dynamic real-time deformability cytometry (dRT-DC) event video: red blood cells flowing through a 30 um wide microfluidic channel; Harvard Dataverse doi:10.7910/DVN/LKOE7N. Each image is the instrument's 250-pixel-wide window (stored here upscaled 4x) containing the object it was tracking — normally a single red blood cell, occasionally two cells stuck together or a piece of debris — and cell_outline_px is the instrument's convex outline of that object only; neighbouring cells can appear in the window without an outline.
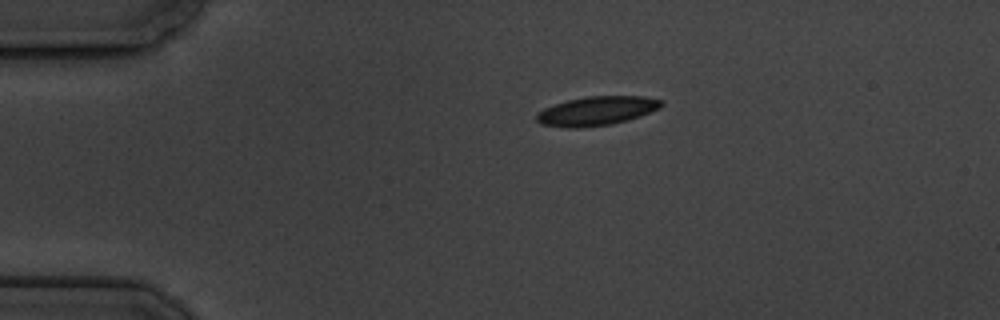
{"species": "common noctule bat (a hibernating species)", "species_latin": "Nyctalus noctula", "temperature_condition": "cold", "stored_images_in_passage": 13, "camera_frame_rate_fps": 3000, "um_per_image_px": 0.085, "animal": {"sex": "male", "body_mass_g": 19.5, "forearm_length_mm": 54.6}, "frame": {"image": 1, "passage_image": 1, "time_ms": 0.0, "image_size_px": [1000, 320], "cell_outline_px": [[664, 104], [660, 108], [640, 116], [628, 120], [612, 124], [580, 128], [568, 128], [540, 124], [536, 120], [536, 112], [544, 108], [568, 100], [588, 96], [644, 96], [664, 100]], "centroid_in_image_um": [50.73, 9.43], "position_along_channel_um": 34.3, "area_um2": 21.27}}
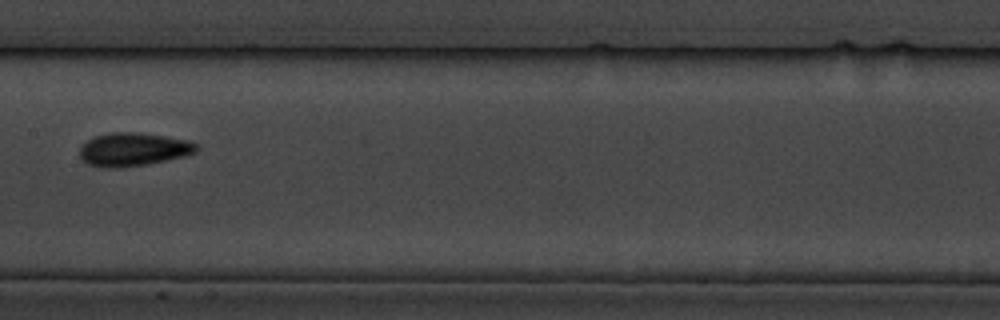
{"frame": {"image": 2, "passage_image": 6, "time_ms": 6.0, "image_size_px": [1000, 320], "cell_outline_px": [[200, 148], [196, 152], [184, 156], [148, 164], [120, 168], [100, 168], [88, 164], [80, 156], [80, 148], [88, 140], [96, 136], [112, 132], [140, 132], [188, 140], [196, 144]], "centroid_in_image_um": [11.34, 12.71], "position_along_channel_um": 196.1, "area_um2": 22.72}}
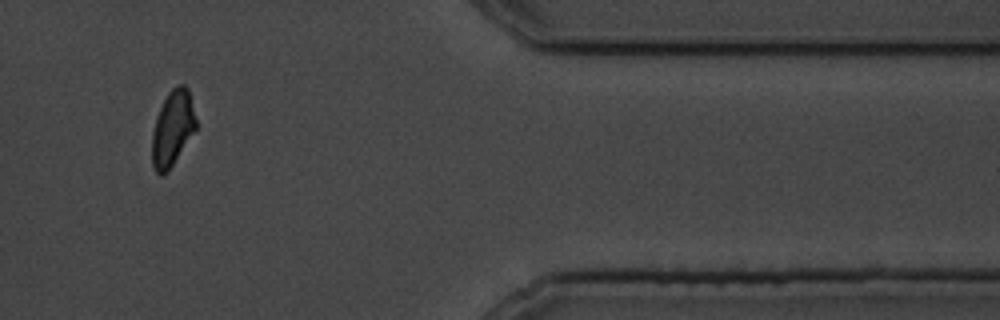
{"frame": {"image": 3, "passage_image": 11, "time_ms": 12.667, "image_size_px": [1000, 320], "cell_outline_px": [[196, 128], [168, 172], [160, 176], [156, 172], [152, 164], [152, 132], [156, 116], [168, 92], [176, 84], [184, 84], [188, 88], [196, 120]], "centroid_in_image_um": [14.65, 10.91], "position_along_channel_um": 396.8, "area_um2": 19.25}, "authors_computed_cell_mechanics": {"area_um2": 20.519, "velocity_mm_per_s": 3.4343, "shape_relaxation_time_tau1_ms": 2.0782, "shape_relaxation_time_tau2_ms": 6.3777, "deformation_change_tau1": 0.0812, "deformation_change_tau2": 0.0758}}